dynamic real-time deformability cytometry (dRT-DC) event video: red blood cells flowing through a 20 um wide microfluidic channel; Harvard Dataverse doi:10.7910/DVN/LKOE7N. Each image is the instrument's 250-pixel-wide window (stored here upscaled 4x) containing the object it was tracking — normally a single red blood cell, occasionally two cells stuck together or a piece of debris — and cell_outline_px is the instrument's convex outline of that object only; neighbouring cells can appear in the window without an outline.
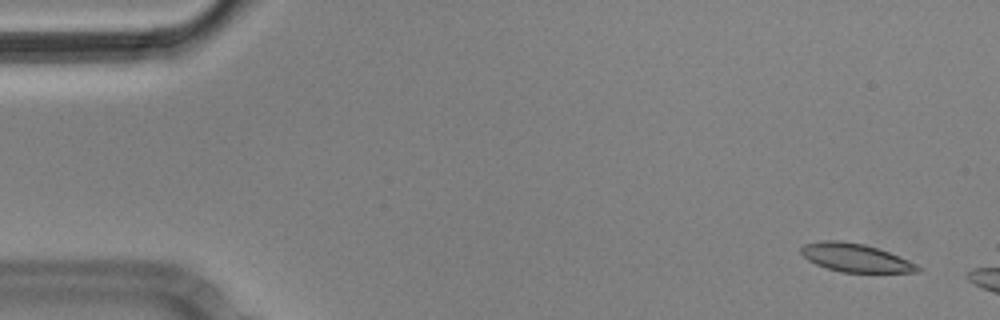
{"species": "Egyptian fruit bat (a non-hibernating species)", "species_latin": "Rousettus aegyptiacus", "temperature_condition": "cold", "stored_images_in_passage": 3, "camera_frame_rate_fps": 3000, "um_per_image_px": 0.085, "animal": {"sex": "male"}, "frame": {"image": 1, "passage_image": 1, "time_ms": 0.0, "image_size_px": [1000, 320], "cell_outline_px": [[924, 268], [920, 272], [840, 272], [816, 264], [808, 260], [800, 252], [800, 248], [804, 244], [824, 240], [840, 240], [864, 244], [888, 252], [908, 260]], "centroid_in_image_um": [72.71, 21.91], "position_along_channel_um": 12.3, "area_um2": 19.13}}